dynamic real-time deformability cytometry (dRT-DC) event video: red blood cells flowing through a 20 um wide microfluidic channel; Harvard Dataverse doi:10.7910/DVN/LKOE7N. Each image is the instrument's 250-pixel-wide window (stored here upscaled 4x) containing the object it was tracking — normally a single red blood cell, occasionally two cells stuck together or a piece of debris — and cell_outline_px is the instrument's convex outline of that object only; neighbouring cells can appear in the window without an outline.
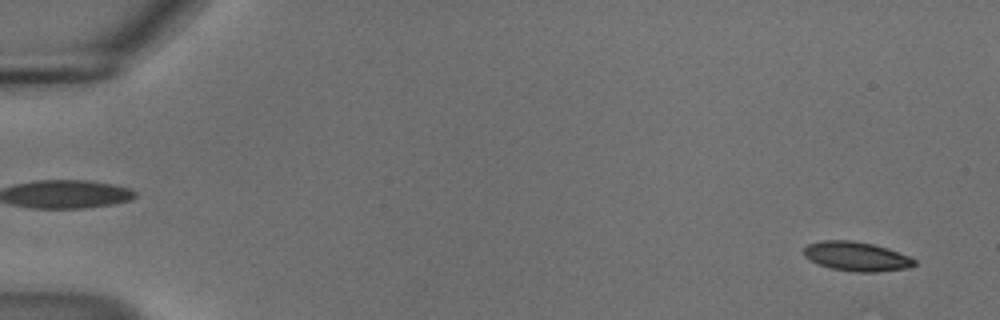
{"species": "common noctule bat (a hibernating species)", "species_latin": "Nyctalus noctula", "temperature_condition": "cold", "stored_images_in_passage": 55, "camera_frame_rate_fps": 3000, "um_per_image_px": 0.085, "animal": {"sex": "male", "body_mass_g": 18.8}, "frame": {"image": 1, "passage_image": 3, "time_ms": 0.667, "image_size_px": [1000, 320], "cell_outline_px": [[916, 264], [908, 268], [876, 272], [852, 272], [832, 268], [808, 260], [804, 256], [804, 248], [808, 244], [824, 240], [852, 240], [876, 244], [888, 248], [908, 256], [916, 260]], "centroid_in_image_um": [72.81, 21.79], "position_along_channel_um": 12.2, "area_um2": 18.96}}
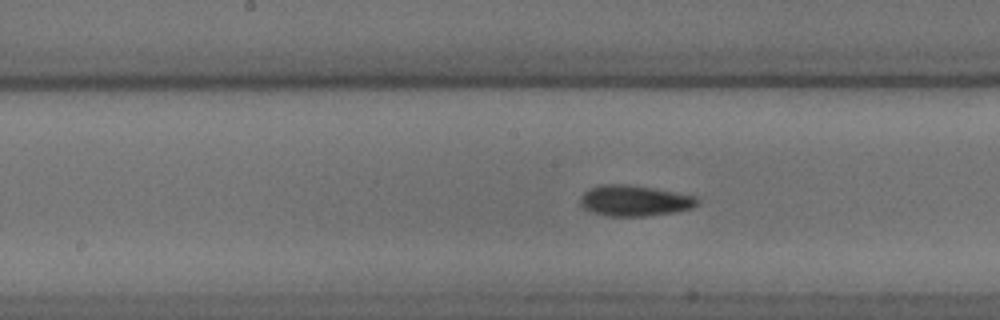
{"frame": {"image": 2, "passage_image": 29, "time_ms": 9.333, "image_size_px": [1000, 320], "cell_outline_px": [[700, 200], [692, 208], [672, 212], [644, 216], [604, 216], [592, 212], [584, 208], [580, 204], [580, 196], [588, 188], [600, 184], [628, 184], [676, 192], [696, 196]], "centroid_in_image_um": [53.89, 17.05], "position_along_channel_um": 194.3, "area_um2": 21.1}}
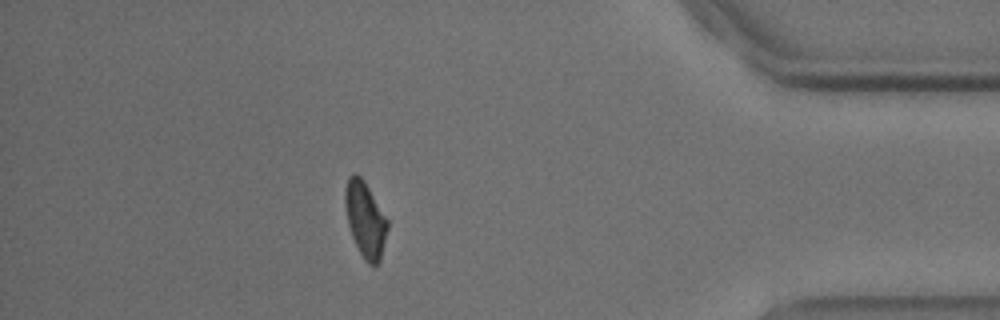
{"frame": {"image": 3, "passage_image": 49, "time_ms": 16.0, "image_size_px": [1000, 320], "cell_outline_px": [[388, 228], [380, 260], [376, 264], [368, 264], [364, 260], [352, 236], [348, 224], [344, 204], [344, 188], [348, 176], [352, 172], [356, 172], [364, 180], [388, 220]], "centroid_in_image_um": [31.02, 18.6], "position_along_channel_um": 404.2, "area_um2": 18.73}, "authors_computed_cell_mechanics": {"area_um2": 19.5942, "velocity_mm_per_s": 3.699, "shape_relaxation_time_tau1_ms": 3.6469, "shape_relaxation_time_tau2_ms": 3.3454, "deformation_change_tau1": 0.1346, "deformation_change_tau2": 0.1012}}